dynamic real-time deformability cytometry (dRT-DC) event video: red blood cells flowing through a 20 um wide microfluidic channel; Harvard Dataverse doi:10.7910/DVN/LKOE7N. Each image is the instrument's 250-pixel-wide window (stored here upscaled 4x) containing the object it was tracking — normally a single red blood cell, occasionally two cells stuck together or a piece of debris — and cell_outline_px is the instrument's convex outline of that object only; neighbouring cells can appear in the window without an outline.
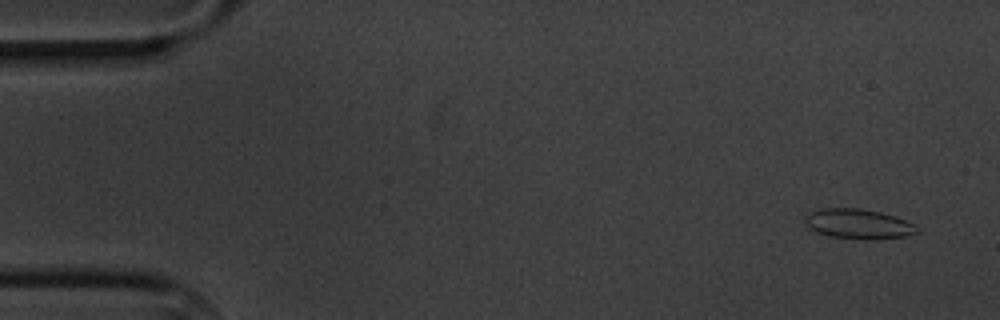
{"species": "common noctule bat (a hibernating species)", "species_latin": "Nyctalus noctula", "temperature_condition": "cold", "stored_images_in_passage": 5, "segment_of_instrument_passage": [2, 2], "camera_frame_rate_fps": 3000, "um_per_image_px": 0.085, "animal": {"sex": "male", "body_mass_g": 20.1, "forearm_length_mm": 53.5}, "frame": {"image": 1, "passage_image": 5, "time_ms": 5.333, "image_size_px": [1000, 320], "cell_outline_px": [[920, 232], [904, 236], [872, 240], [860, 240], [828, 236], [816, 232], [804, 220], [808, 212], [824, 208], [856, 208], [880, 212], [896, 216], [916, 224], [920, 228]], "centroid_in_image_um": [73.02, 19.04], "position_along_channel_um": 12.0, "area_um2": 19.71}}